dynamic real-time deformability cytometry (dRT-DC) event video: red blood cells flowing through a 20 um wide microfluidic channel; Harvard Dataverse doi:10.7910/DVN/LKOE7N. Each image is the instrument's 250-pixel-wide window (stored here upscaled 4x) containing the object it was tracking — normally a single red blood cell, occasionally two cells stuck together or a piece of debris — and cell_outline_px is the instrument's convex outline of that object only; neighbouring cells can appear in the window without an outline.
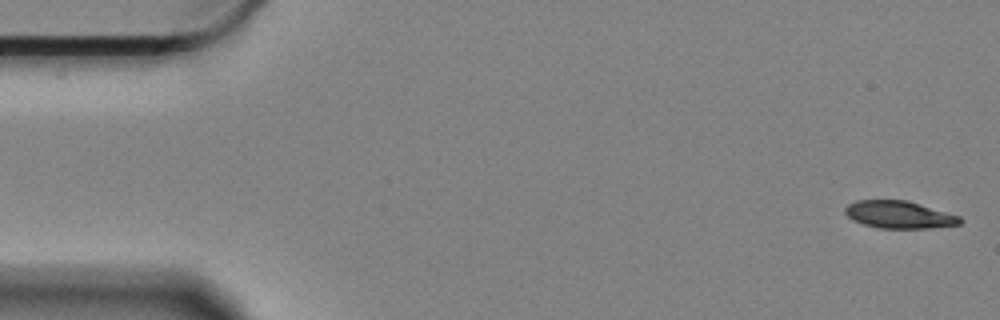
{"species": "Egyptian fruit bat (a non-hibernating species)", "species_latin": "Rousettus aegyptiacus", "temperature_condition": "cold", "stored_images_in_passage": 59, "camera_frame_rate_fps": 3000, "um_per_image_px": 0.085, "animal": {"sex": "female"}, "frame": {"image": 1, "passage_image": 1, "time_ms": 0.0, "image_size_px": [1000, 320], "cell_outline_px": [[964, 220], [960, 224], [928, 228], [880, 228], [864, 224], [852, 220], [844, 212], [844, 208], [848, 204], [856, 200], [908, 200], [960, 216]], "centroid_in_image_um": [76.42, 18.24], "position_along_channel_um": 8.6, "area_um2": 18.38}}
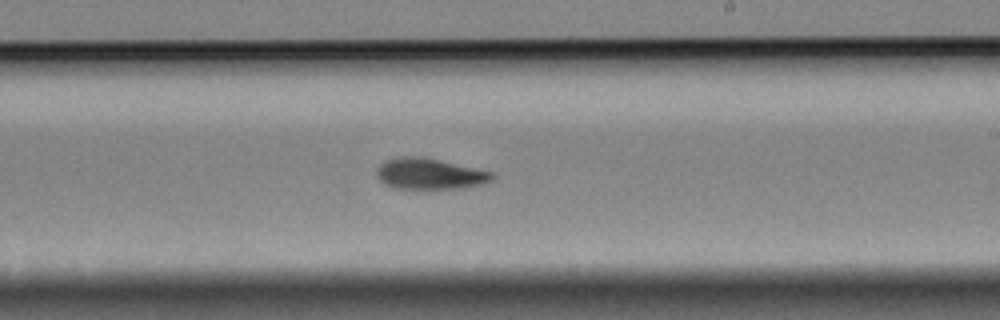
{"frame": {"image": 2, "passage_image": 34, "time_ms": 11.0, "image_size_px": [1000, 320], "cell_outline_px": [[496, 176], [492, 180], [484, 184], [464, 188], [392, 188], [384, 184], [380, 180], [376, 172], [380, 164], [388, 160], [400, 156], [420, 156], [492, 172]], "centroid_in_image_um": [36.53, 14.78], "position_along_channel_um": 252.5, "area_um2": 20.63}}
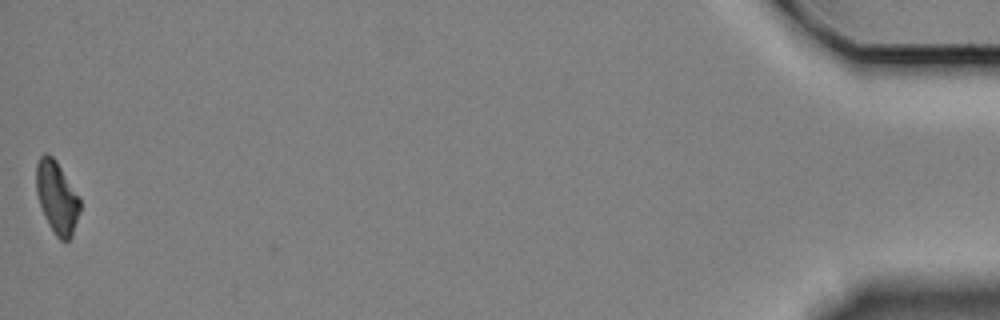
{"frame": {"image": 3, "passage_image": 59, "time_ms": 19.333, "image_size_px": [1000, 320], "cell_outline_px": [[80, 208], [72, 236], [68, 240], [60, 240], [56, 236], [48, 224], [44, 216], [36, 192], [36, 164], [40, 156], [44, 152], [48, 152], [56, 160], [80, 196]], "centroid_in_image_um": [4.83, 16.74], "position_along_channel_um": 430.4, "area_um2": 18.55}, "authors_computed_cell_mechanics": {"area_um2": 20.23, "velocity_mm_per_s": 3.3034, "shape_relaxation_time_tau1_ms": 5.0327, "shape_relaxation_time_tau2_ms": null, "deformation_change_tau1": 0.1306, "deformation_change_tau2": null}}